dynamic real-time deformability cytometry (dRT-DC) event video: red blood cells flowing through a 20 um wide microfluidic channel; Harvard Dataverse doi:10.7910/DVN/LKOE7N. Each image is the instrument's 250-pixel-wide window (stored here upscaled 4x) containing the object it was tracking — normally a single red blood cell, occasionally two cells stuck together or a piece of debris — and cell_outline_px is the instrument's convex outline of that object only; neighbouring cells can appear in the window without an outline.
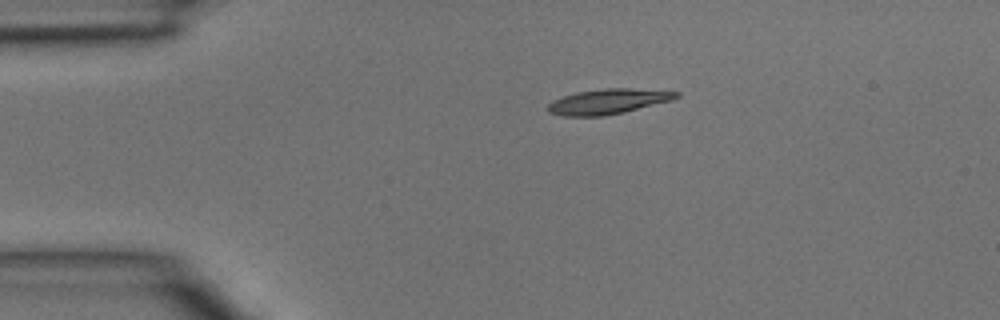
{"species": "common noctule bat (a hibernating species)", "species_latin": "Nyctalus noctula", "temperature_condition": "room temperature", "stored_images_in_passage": 2, "camera_frame_rate_fps": 3000, "um_per_image_px": 0.085, "animal": {"sex": "male", "body_mass_g": 15.6}, "frame": {"image": 1, "passage_image": 1, "time_ms": 0.0, "image_size_px": [1000, 320], "cell_outline_px": [[680, 96], [672, 100], [624, 112], [604, 116], [564, 116], [548, 112], [548, 104], [552, 100], [576, 92], [604, 88], [632, 88], [680, 92]], "centroid_in_image_um": [51.69, 8.62], "position_along_channel_um": 33.3, "area_um2": 18.79}}